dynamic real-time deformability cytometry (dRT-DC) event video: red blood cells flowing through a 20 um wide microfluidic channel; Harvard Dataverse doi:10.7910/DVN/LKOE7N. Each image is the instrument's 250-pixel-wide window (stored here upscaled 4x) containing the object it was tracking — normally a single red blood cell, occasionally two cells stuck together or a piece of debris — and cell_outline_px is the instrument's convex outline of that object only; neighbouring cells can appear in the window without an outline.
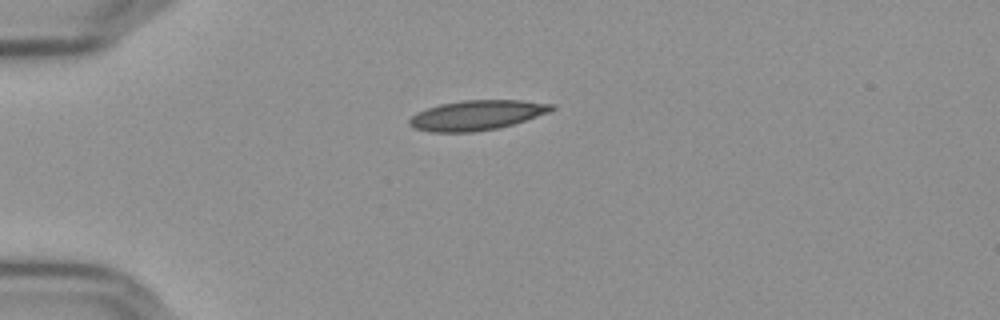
{"species": "Egyptian fruit bat (a non-hibernating species)", "species_latin": "Rousettus aegyptiacus", "temperature_condition": "cold", "stored_images_in_passage": 7, "camera_frame_rate_fps": 3000, "um_per_image_px": 0.085, "frame": {"image": 1, "passage_image": 1, "time_ms": 0.0, "image_size_px": [1000, 320], "cell_outline_px": [[556, 108], [552, 112], [512, 124], [496, 128], [472, 132], [428, 132], [412, 128], [408, 124], [408, 120], [416, 112], [440, 104], [464, 100], [520, 100], [556, 104]], "centroid_in_image_um": [40.53, 9.79], "position_along_channel_um": 44.5, "area_um2": 24.91}}
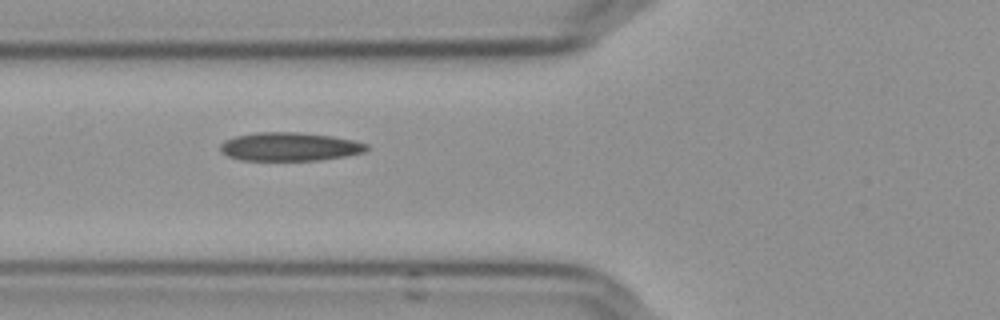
{"frame": {"image": 2, "passage_image": 3, "time_ms": 0.667, "image_size_px": [1000, 320], "cell_outline_px": [[368, 148], [364, 152], [348, 156], [320, 160], [240, 160], [228, 156], [220, 152], [220, 144], [224, 140], [236, 136], [256, 132], [296, 132], [332, 136], [356, 140], [368, 144]], "centroid_in_image_um": [24.63, 12.47], "position_along_channel_um": 101.2, "area_um2": 24.51}}
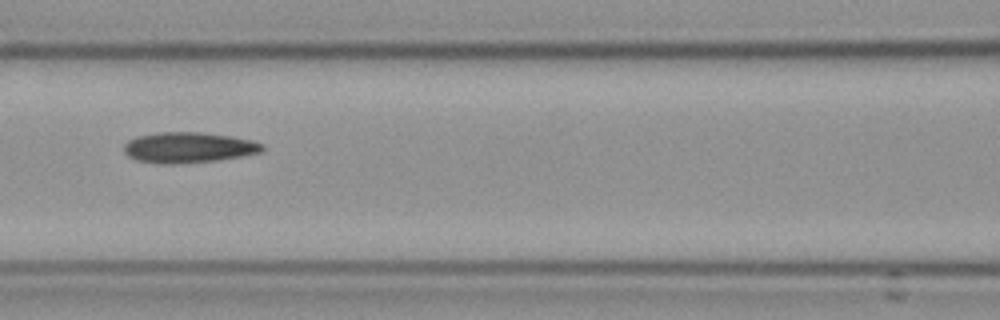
{"frame": {"image": 3, "passage_image": 4, "time_ms": 1.0, "image_size_px": [1000, 320], "cell_outline_px": [[264, 148], [260, 152], [244, 156], [216, 160], [168, 164], [164, 164], [136, 160], [128, 156], [124, 152], [124, 144], [128, 140], [136, 136], [160, 132], [200, 132], [232, 136], [252, 140], [264, 144]], "centroid_in_image_um": [16.02, 12.53], "position_along_channel_um": 150.6, "area_um2": 24.68}}